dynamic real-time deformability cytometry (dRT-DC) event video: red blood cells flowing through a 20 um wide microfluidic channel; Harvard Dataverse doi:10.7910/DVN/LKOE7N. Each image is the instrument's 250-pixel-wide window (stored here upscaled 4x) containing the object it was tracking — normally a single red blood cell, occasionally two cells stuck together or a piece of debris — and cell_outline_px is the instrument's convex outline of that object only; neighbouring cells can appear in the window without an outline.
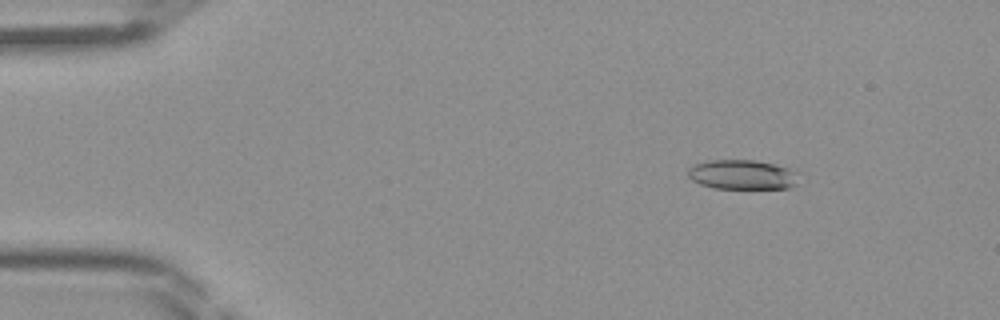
{"species": "Egyptian fruit bat (a non-hibernating species)", "species_latin": "Rousettus aegyptiacus", "temperature_condition": "room temperature", "stored_images_in_passage": 44, "camera_frame_rate_fps": 3000, "um_per_image_px": 0.085, "frame": {"image": 1, "passage_image": 6, "time_ms": 1.667, "image_size_px": [1000, 320], "cell_outline_px": [[800, 172], [796, 184], [788, 188], [716, 188], [700, 184], [692, 180], [688, 176], [688, 168], [692, 164], [708, 160], [756, 160], [788, 168]], "centroid_in_image_um": [63.09, 14.83], "position_along_channel_um": 21.9, "area_um2": 19.19}}
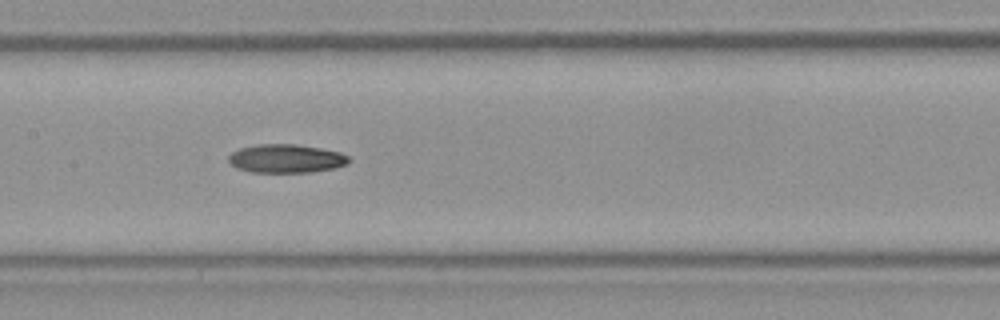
{"frame": {"image": 2, "passage_image": 22, "time_ms": 7.0, "image_size_px": [1000, 320], "cell_outline_px": [[352, 160], [348, 164], [336, 168], [312, 172], [252, 172], [236, 168], [228, 160], [228, 156], [232, 152], [240, 148], [256, 144], [296, 144], [320, 148], [340, 152], [348, 156]], "centroid_in_image_um": [24.35, 13.48], "position_along_channel_um": 183.1, "area_um2": 20.17}}
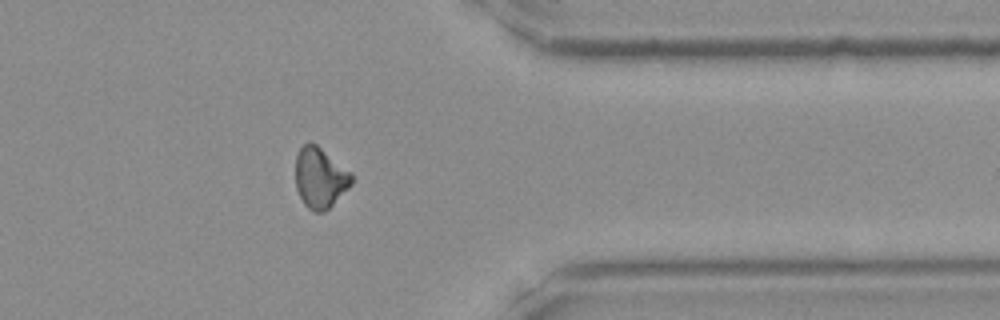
{"frame": {"image": 3, "passage_image": 36, "time_ms": 11.667, "image_size_px": [1000, 320], "cell_outline_px": [[352, 184], [324, 212], [316, 212], [308, 208], [304, 204], [296, 188], [296, 156], [300, 148], [308, 140], [312, 140], [352, 172]], "centroid_in_image_um": [27.2, 15.07], "position_along_channel_um": 384.2, "area_um2": 19.88}}